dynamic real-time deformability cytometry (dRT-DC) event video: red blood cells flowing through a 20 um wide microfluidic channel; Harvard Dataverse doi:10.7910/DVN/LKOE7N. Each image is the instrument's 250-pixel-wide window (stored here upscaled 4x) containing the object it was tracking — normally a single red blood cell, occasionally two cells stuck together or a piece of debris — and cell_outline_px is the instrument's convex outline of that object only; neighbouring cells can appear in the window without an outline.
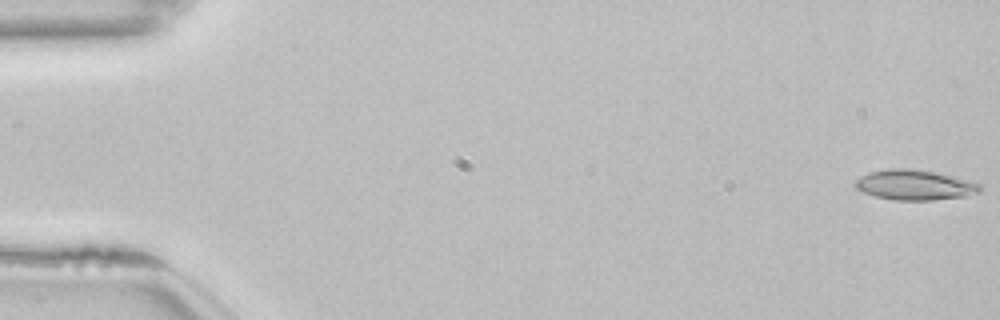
{"species": "common noctule bat (a hibernating species)", "species_latin": "Nyctalus noctula", "temperature_condition": "room temperature", "stored_images_in_passage": 54, "camera_frame_rate_fps": 3000, "um_per_image_px": 0.085, "animal": {"sex": "female", "body_mass_g": 22.7, "forearm_length_mm": 54.2}, "frame": {"image": 1, "passage_image": 1, "time_ms": 0.0, "image_size_px": [1000, 320], "cell_outline_px": [[984, 188], [980, 192], [968, 196], [932, 200], [892, 200], [876, 196], [864, 192], [856, 188], [852, 184], [860, 176], [872, 172], [888, 168], [908, 168], [936, 172], [968, 180], [980, 184]], "centroid_in_image_um": [77.77, 15.72], "position_along_channel_um": 7.2, "area_um2": 22.02}}
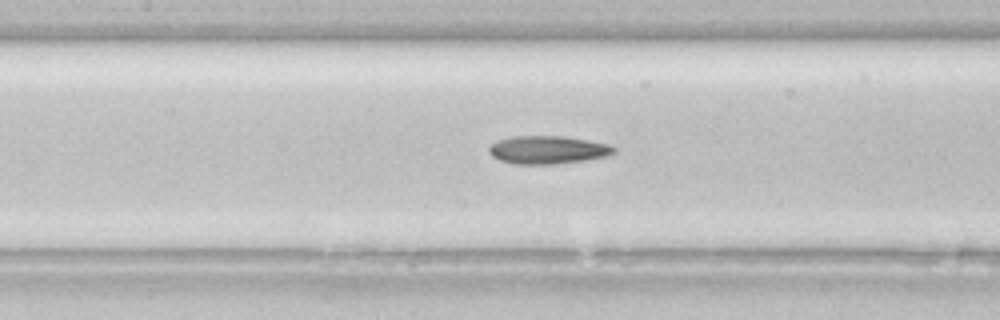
{"frame": {"image": 2, "passage_image": 25, "time_ms": 8.0, "image_size_px": [1000, 320], "cell_outline_px": [[616, 152], [608, 156], [584, 160], [556, 164], [516, 164], [500, 160], [492, 156], [488, 152], [488, 148], [496, 140], [512, 136], [564, 136], [588, 140], [608, 144], [616, 148]], "centroid_in_image_um": [46.55, 12.73], "position_along_channel_um": 160.8, "area_um2": 20.52}}
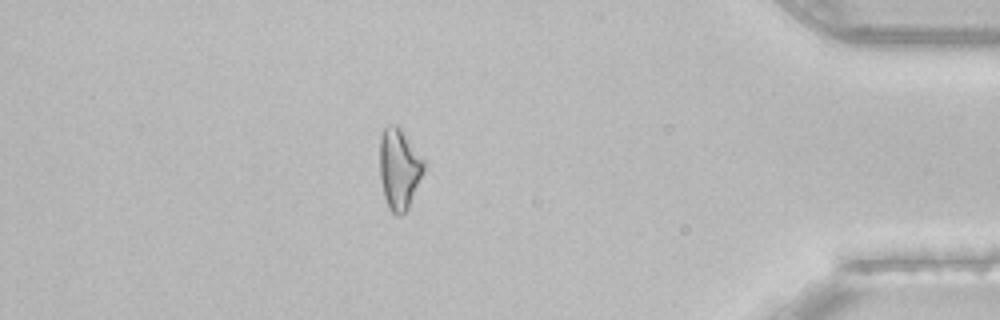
{"frame": {"image": 3, "passage_image": 47, "time_ms": 15.333, "image_size_px": [1000, 320], "cell_outline_px": [[424, 172], [408, 208], [400, 216], [396, 216], [388, 208], [384, 196], [380, 180], [380, 136], [384, 128], [388, 124], [396, 124], [400, 128], [424, 160]], "centroid_in_image_um": [33.91, 14.36], "position_along_channel_um": 401.3, "area_um2": 20.75}, "authors_computed_cell_mechanics": {"area_um2": 20.7213, "velocity_mm_per_s": 3.8531, "shape_relaxation_time_tau1_ms": 5.0373, "shape_relaxation_time_tau2_ms": 3.5762, "deformation_change_tau1": 0.137, "deformation_change_tau2": 0.1175}}